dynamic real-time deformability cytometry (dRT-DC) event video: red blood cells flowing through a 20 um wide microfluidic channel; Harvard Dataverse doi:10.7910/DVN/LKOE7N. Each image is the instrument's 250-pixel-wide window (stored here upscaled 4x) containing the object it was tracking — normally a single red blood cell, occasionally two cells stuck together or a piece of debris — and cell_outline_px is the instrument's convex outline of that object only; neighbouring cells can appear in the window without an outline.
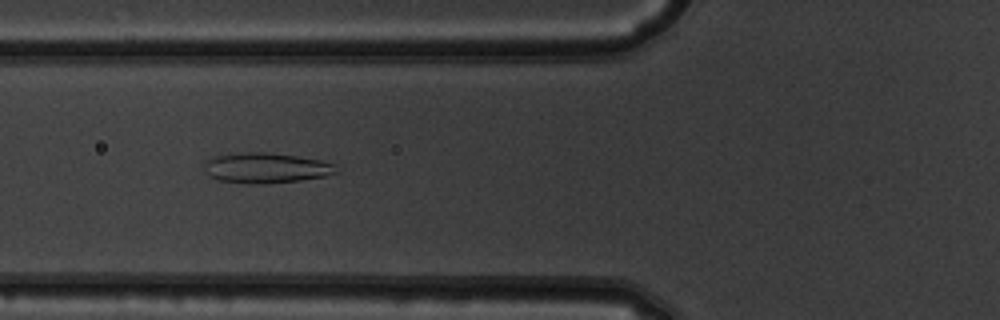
{"species": "common noctule bat (a hibernating species)", "species_latin": "Nyctalus noctula", "temperature_condition": "warm", "stored_images_in_passage": 52, "camera_frame_rate_fps": 3000, "um_per_image_px": 0.085, "animal": {"sex": "male", "body_mass_g": 19.5, "forearm_length_mm": 54.6}, "frame": {"image": 1, "passage_image": 20, "time_ms": 6.333, "image_size_px": [1000, 320], "cell_outline_px": [[340, 172], [324, 176], [300, 180], [264, 184], [252, 184], [220, 180], [208, 176], [204, 172], [204, 164], [212, 156], [248, 152], [268, 152], [296, 156], [320, 160], [332, 164]], "centroid_in_image_um": [22.57, 14.28], "position_along_channel_um": 103.2, "area_um2": 23.24}}
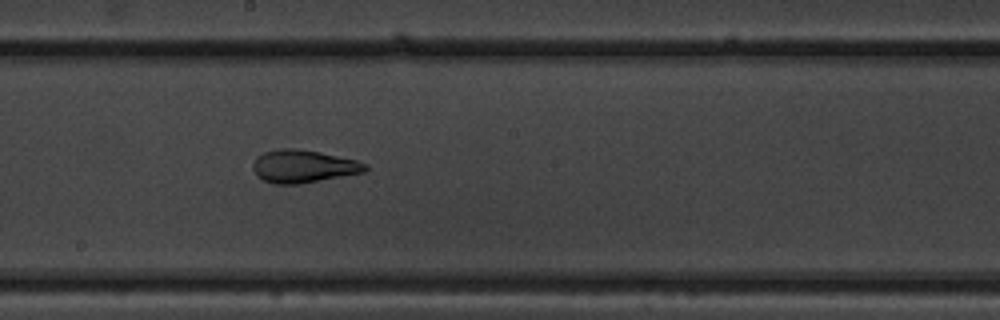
{"frame": {"image": 2, "passage_image": 29, "time_ms": 9.333, "image_size_px": [1000, 320], "cell_outline_px": [[368, 168], [364, 172], [296, 184], [276, 184], [264, 180], [256, 176], [252, 168], [252, 164], [256, 156], [264, 152], [280, 148], [292, 148], [320, 152], [356, 160], [368, 164]], "centroid_in_image_um": [25.74, 14.12], "position_along_channel_um": 222.5, "area_um2": 21.33}}
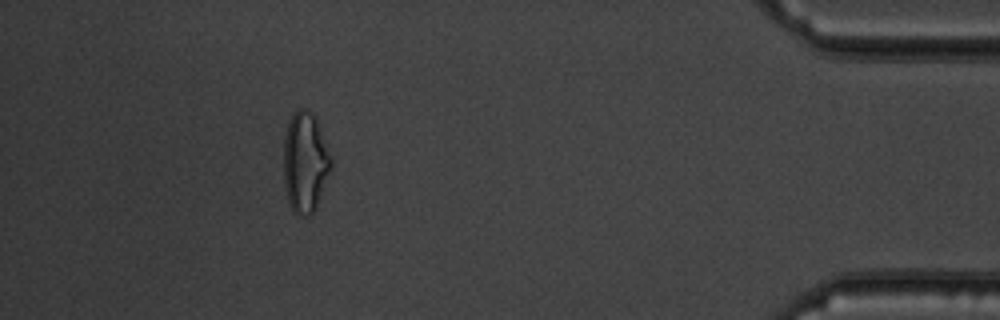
{"frame": {"image": 3, "passage_image": 47, "time_ms": 15.333, "image_size_px": [1000, 320], "cell_outline_px": [[332, 164], [316, 208], [312, 216], [300, 216], [292, 208], [288, 200], [284, 184], [284, 136], [288, 120], [300, 108], [308, 108], [316, 116], [332, 160]], "centroid_in_image_um": [25.93, 13.77], "position_along_channel_um": 409.3, "area_um2": 27.8}, "authors_computed_cell_mechanics": {"area_um2": 26.5591, "velocity_mm_per_s": 3.9727, "shape_relaxation_time_tau1_ms": null, "shape_relaxation_time_tau2_ms": 1.9409, "deformation_change_tau1": null, "deformation_change_tau2": 0.1007}}